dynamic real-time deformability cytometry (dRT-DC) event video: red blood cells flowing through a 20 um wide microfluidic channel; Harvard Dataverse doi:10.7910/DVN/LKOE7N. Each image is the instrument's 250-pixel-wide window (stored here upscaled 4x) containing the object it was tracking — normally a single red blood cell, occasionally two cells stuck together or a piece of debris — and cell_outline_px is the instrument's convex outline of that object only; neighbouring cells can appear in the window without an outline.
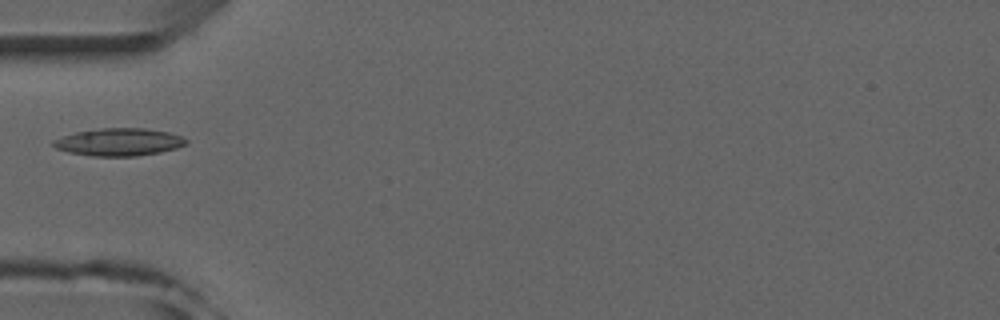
{"species": "common noctule bat (a hibernating species)", "species_latin": "Nyctalus noctula", "temperature_condition": "room temperature", "stored_images_in_passage": 3, "camera_frame_rate_fps": 3000, "um_per_image_px": 0.085, "animal": {"sex": "male", "forearm_length_mm": 52.5}, "frame": {"image": 1, "passage_image": 2, "time_ms": 1.333, "image_size_px": [1000, 320], "cell_outline_px": [[188, 140], [184, 144], [176, 148], [160, 152], [136, 156], [92, 156], [68, 152], [56, 148], [52, 144], [52, 140], [76, 132], [100, 128], [144, 128], [168, 132], [180, 136]], "centroid_in_image_um": [10.09, 12.07], "position_along_channel_um": 74.9, "area_um2": 21.15}}
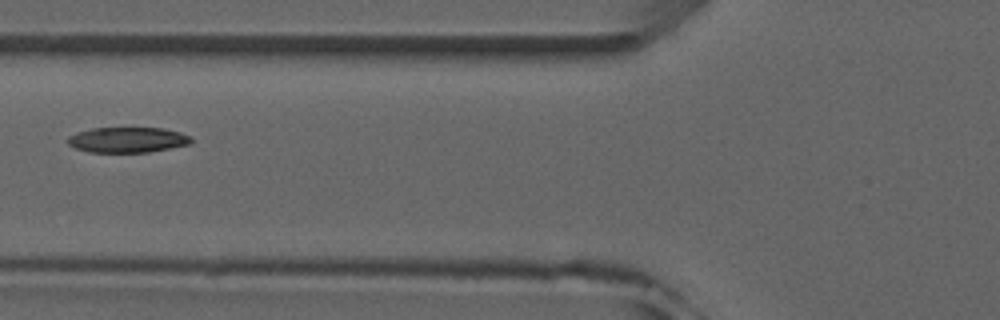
{"frame": {"image": 2, "passage_image": 3, "time_ms": 2.333, "image_size_px": [1000, 320], "cell_outline_px": [[192, 140], [188, 144], [148, 152], [88, 152], [76, 148], [68, 144], [68, 136], [76, 132], [92, 128], [164, 128], [180, 132], [192, 136]], "centroid_in_image_um": [10.82, 11.88], "position_along_channel_um": 115.0, "area_um2": 18.21}}